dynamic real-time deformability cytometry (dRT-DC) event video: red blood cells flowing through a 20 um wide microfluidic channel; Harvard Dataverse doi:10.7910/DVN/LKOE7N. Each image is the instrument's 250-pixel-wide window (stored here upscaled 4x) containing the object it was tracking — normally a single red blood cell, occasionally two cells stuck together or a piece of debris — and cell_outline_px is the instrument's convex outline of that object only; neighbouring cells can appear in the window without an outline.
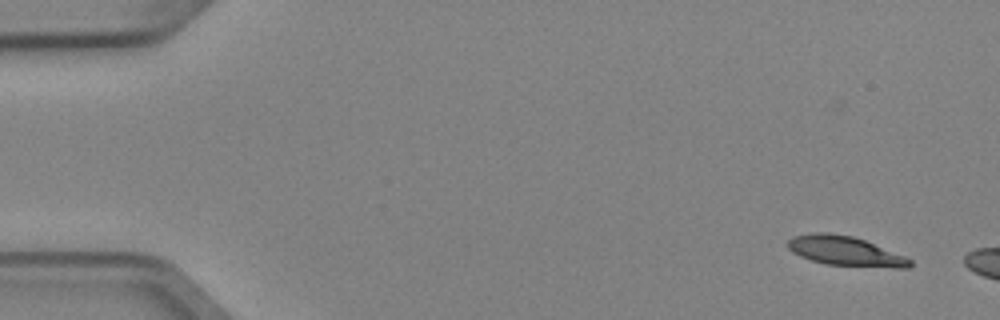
{"species": "Egyptian fruit bat (a non-hibernating species)", "species_latin": "Rousettus aegyptiacus", "temperature_condition": "cold", "stored_images_in_passage": 3, "camera_frame_rate_fps": 3000, "um_per_image_px": 0.085, "animal": {"sex": "female"}, "frame": {"image": 1, "passage_image": 1, "time_ms": 0.0, "image_size_px": [1000, 320], "cell_outline_px": [[912, 264], [908, 268], [892, 268], [828, 264], [812, 260], [800, 256], [792, 252], [788, 248], [788, 240], [792, 236], [812, 232], [828, 232], [852, 236], [864, 240], [904, 256], [912, 260]], "centroid_in_image_um": [71.82, 21.33], "position_along_channel_um": 13.2, "area_um2": 20.92}}